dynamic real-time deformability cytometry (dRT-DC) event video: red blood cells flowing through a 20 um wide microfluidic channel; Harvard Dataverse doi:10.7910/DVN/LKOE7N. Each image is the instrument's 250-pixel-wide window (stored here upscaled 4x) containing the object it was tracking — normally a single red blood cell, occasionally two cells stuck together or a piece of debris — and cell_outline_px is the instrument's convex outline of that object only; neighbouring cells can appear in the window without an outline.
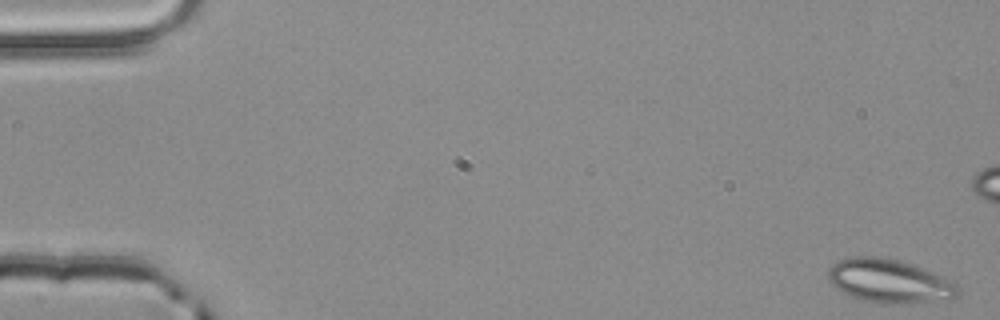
{"species": "common noctule bat (a hibernating species)", "species_latin": "Nyctalus noctula", "temperature_condition": "room temperature", "stored_images_in_passage": 54, "camera_frame_rate_fps": 3000, "um_per_image_px": 0.085, "animal": {"sex": "male", "body_mass_g": 20.4}, "frame": {"image": 1, "passage_image": 1, "time_ms": 0.0, "image_size_px": [1000, 320], "cell_outline_px": [[960, 296], [952, 300], [932, 304], [880, 304], [860, 300], [840, 292], [828, 280], [828, 272], [832, 264], [848, 256], [884, 256], [912, 264], [932, 272], [956, 284], [960, 292]], "centroid_in_image_um": [75.63, 23.93], "position_along_channel_um": 9.4, "area_um2": 34.04}}
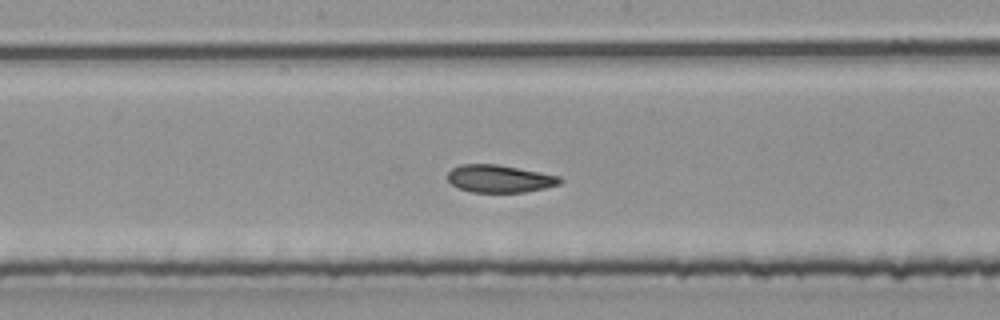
{"frame": {"image": 2, "passage_image": 28, "time_ms": 9.0, "image_size_px": [1000, 320], "cell_outline_px": [[564, 180], [560, 184], [544, 188], [524, 192], [472, 192], [456, 188], [448, 180], [448, 172], [452, 168], [460, 164], [496, 164], [540, 172], [560, 176]], "centroid_in_image_um": [42.45, 15.19], "position_along_channel_um": 205.7, "area_um2": 18.09}}
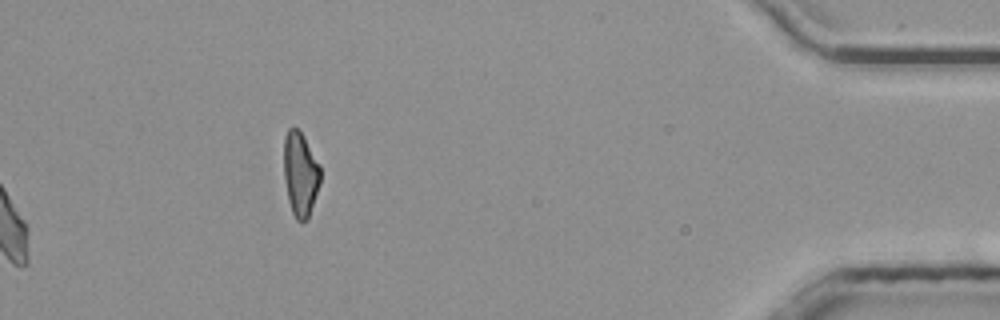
{"frame": {"image": 3, "passage_image": 54, "time_ms": 17.667, "image_size_px": [1000, 320], "cell_outline_px": [[320, 184], [308, 220], [304, 224], [300, 224], [296, 220], [292, 212], [288, 200], [284, 176], [284, 136], [288, 128], [296, 128], [304, 136], [320, 164]], "centroid_in_image_um": [25.54, 14.84], "position_along_channel_um": 409.7, "area_um2": 18.26}, "authors_computed_cell_mechanics": {"area_um2": 18.8139, "velocity_mm_per_s": 3.9438, "shape_relaxation_time_tau1_ms": 6.1389, "shape_relaxation_time_tau2_ms": 1.9752, "deformation_change_tau1": 0.1433, "deformation_change_tau2": 0.0716}}